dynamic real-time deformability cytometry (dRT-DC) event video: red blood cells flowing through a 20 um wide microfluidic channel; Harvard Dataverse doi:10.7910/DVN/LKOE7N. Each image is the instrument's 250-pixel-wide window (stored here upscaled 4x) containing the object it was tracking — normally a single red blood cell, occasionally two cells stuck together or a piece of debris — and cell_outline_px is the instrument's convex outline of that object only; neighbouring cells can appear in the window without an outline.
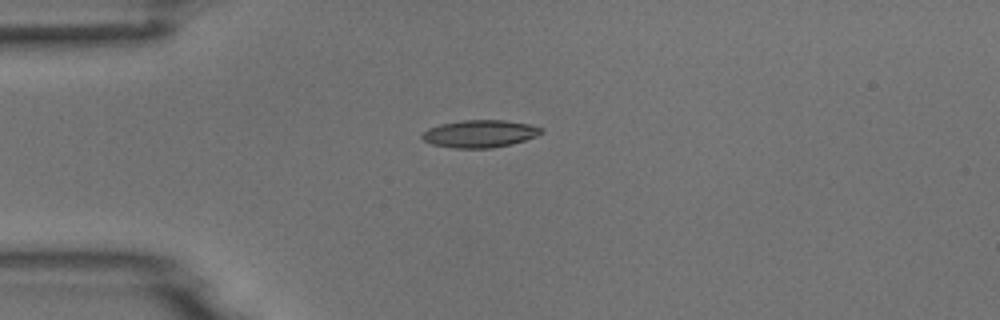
{"species": "common noctule bat (a hibernating species)", "species_latin": "Nyctalus noctula", "temperature_condition": "room temperature", "stored_images_in_passage": 1, "camera_frame_rate_fps": 3000, "um_per_image_px": 0.085, "animal": {"sex": "male", "body_mass_g": 18.8}, "frame": {"image": 1, "passage_image": 1, "time_ms": 0.0, "image_size_px": [1000, 320], "cell_outline_px": [[544, 132], [536, 136], [512, 144], [492, 148], [456, 148], [432, 144], [424, 140], [420, 136], [428, 128], [440, 124], [464, 120], [504, 120], [528, 124], [544, 128]], "centroid_in_image_um": [40.8, 11.36], "position_along_channel_um": 44.2, "area_um2": 19.02}}